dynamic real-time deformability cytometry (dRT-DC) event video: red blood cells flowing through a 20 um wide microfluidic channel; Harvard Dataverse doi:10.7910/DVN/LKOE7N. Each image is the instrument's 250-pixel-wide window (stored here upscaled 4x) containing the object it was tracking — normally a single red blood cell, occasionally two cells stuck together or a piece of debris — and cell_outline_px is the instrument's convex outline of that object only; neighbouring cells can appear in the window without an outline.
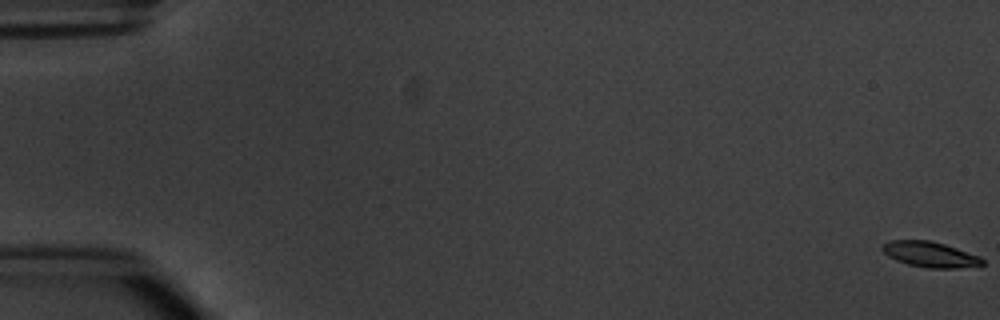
{"species": "common noctule bat (a hibernating species)", "species_latin": "Nyctalus noctula", "temperature_condition": "warm", "stored_images_in_passage": 8, "camera_frame_rate_fps": 3000, "um_per_image_px": 0.085, "animal": {"sex": "male", "body_mass_g": 20.1, "forearm_length_mm": 53.5}, "frame": {"image": 1, "passage_image": 1, "time_ms": 0.0, "image_size_px": [1000, 320], "cell_outline_px": [[984, 264], [956, 268], [928, 268], [908, 264], [896, 260], [888, 256], [880, 248], [888, 240], [928, 240], [944, 244], [980, 256], [984, 260]], "centroid_in_image_um": [79.04, 21.62], "position_along_channel_um": 6.0, "area_um2": 14.74}}
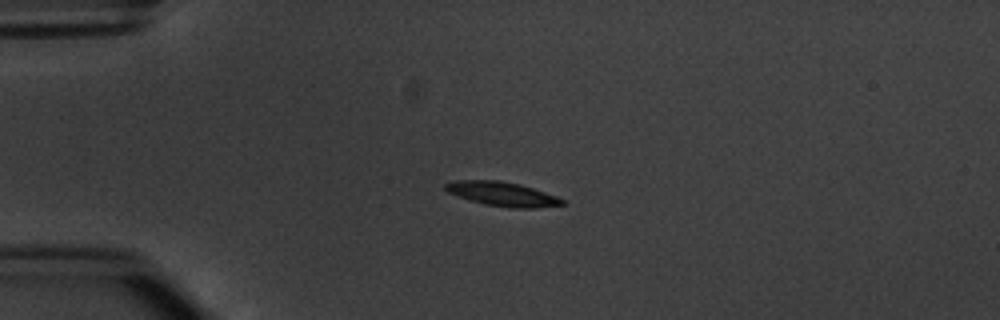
{"frame": {"image": 2, "passage_image": 5, "time_ms": 4.667, "image_size_px": [1000, 320], "cell_outline_px": [[564, 204], [536, 208], [508, 208], [484, 204], [468, 200], [448, 192], [444, 188], [444, 184], [456, 180], [500, 180], [520, 184], [556, 196], [564, 200]], "centroid_in_image_um": [42.67, 16.49], "position_along_channel_um": 42.3, "area_um2": 16.47}}